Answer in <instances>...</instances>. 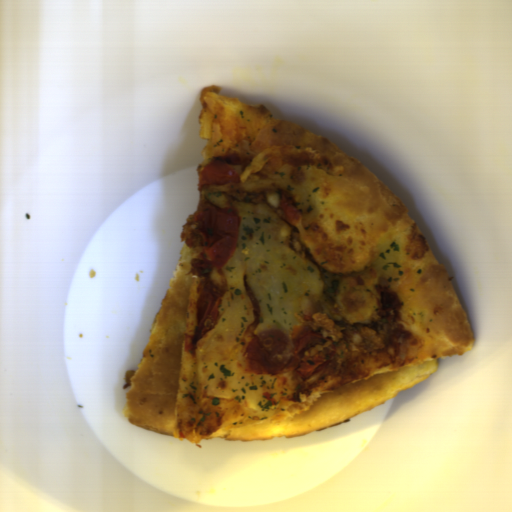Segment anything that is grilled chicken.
<instances>
[{
  "label": "grilled chicken",
  "mask_w": 512,
  "mask_h": 512,
  "mask_svg": "<svg viewBox=\"0 0 512 512\" xmlns=\"http://www.w3.org/2000/svg\"><path fill=\"white\" fill-rule=\"evenodd\" d=\"M240 220L230 211L213 207L210 201L200 205L188 217L180 231L188 249H198L192 267L223 268L239 242Z\"/></svg>",
  "instance_id": "1"
},
{
  "label": "grilled chicken",
  "mask_w": 512,
  "mask_h": 512,
  "mask_svg": "<svg viewBox=\"0 0 512 512\" xmlns=\"http://www.w3.org/2000/svg\"><path fill=\"white\" fill-rule=\"evenodd\" d=\"M335 348L336 345L324 339L320 332L313 329L306 331L297 341V373L304 378L314 375L334 355Z\"/></svg>",
  "instance_id": "2"
},
{
  "label": "grilled chicken",
  "mask_w": 512,
  "mask_h": 512,
  "mask_svg": "<svg viewBox=\"0 0 512 512\" xmlns=\"http://www.w3.org/2000/svg\"><path fill=\"white\" fill-rule=\"evenodd\" d=\"M223 299L222 296H211L206 302L196 324L192 342H200L216 328L221 317L220 308Z\"/></svg>",
  "instance_id": "4"
},
{
  "label": "grilled chicken",
  "mask_w": 512,
  "mask_h": 512,
  "mask_svg": "<svg viewBox=\"0 0 512 512\" xmlns=\"http://www.w3.org/2000/svg\"><path fill=\"white\" fill-rule=\"evenodd\" d=\"M240 181L239 171L223 159H211L201 170L198 178V190L211 185H224Z\"/></svg>",
  "instance_id": "3"
}]
</instances>
